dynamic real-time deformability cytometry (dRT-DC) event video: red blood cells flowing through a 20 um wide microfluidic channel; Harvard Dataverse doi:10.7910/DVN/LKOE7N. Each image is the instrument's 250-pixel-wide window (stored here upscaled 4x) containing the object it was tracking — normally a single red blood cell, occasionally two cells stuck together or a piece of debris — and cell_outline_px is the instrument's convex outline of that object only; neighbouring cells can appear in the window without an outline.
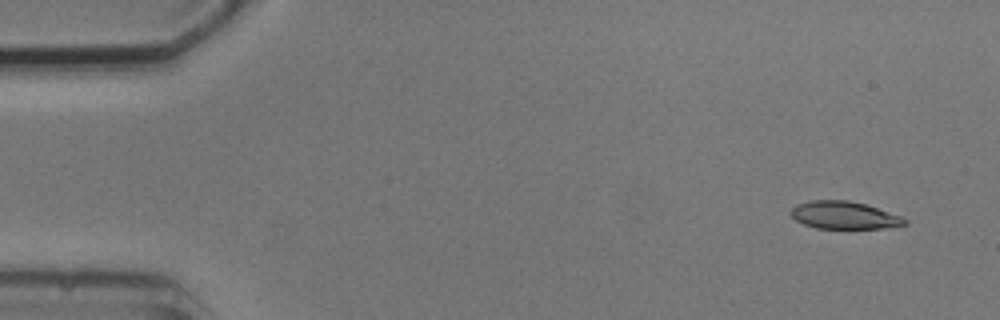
{"species": "common noctule bat (a hibernating species)", "species_latin": "Nyctalus noctula", "temperature_condition": "cold", "stored_images_in_passage": 4, "camera_frame_rate_fps": 3000, "um_per_image_px": 0.085, "animal": {"sex": "male", "body_mass_g": 20.5, "forearm_length_mm": 52.5}, "frame": {"image": 1, "passage_image": 1, "time_ms": 0.0, "image_size_px": [1000, 320], "cell_outline_px": [[908, 224], [884, 228], [816, 228], [804, 224], [796, 220], [788, 212], [796, 204], [812, 200], [848, 200], [864, 204], [900, 216], [908, 220]], "centroid_in_image_um": [71.72, 18.29], "position_along_channel_um": 13.3, "area_um2": 18.15}}
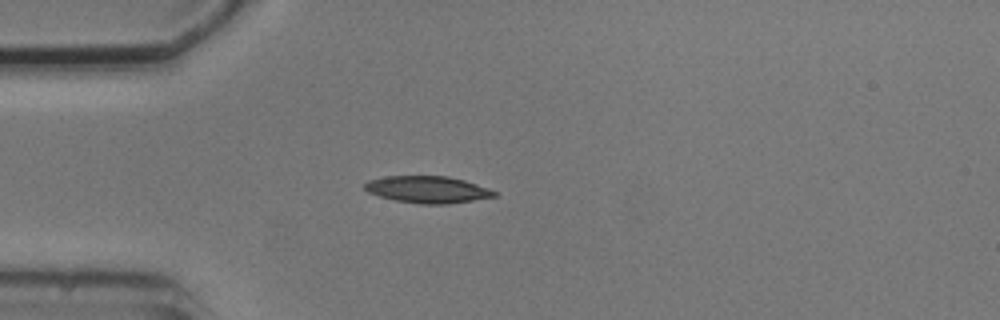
{"frame": {"image": 2, "passage_image": 4, "time_ms": 3.667, "image_size_px": [1000, 320], "cell_outline_px": [[496, 196], [472, 200], [444, 204], [420, 204], [396, 200], [380, 196], [368, 192], [364, 188], [364, 184], [368, 180], [384, 176], [448, 176], [464, 180], [476, 184], [496, 192]], "centroid_in_image_um": [36.3, 16.1], "position_along_channel_um": 48.7, "area_um2": 20.06}}